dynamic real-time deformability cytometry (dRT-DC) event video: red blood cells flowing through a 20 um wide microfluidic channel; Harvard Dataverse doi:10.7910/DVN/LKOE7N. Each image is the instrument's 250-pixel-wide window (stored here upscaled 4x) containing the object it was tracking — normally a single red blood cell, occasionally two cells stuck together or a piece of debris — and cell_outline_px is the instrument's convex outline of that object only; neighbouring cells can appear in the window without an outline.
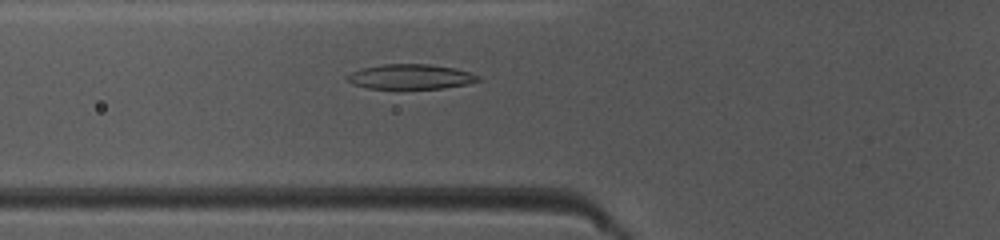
{"species": "common noctule bat (a hibernating species)", "species_latin": "Nyctalus noctula", "temperature_condition": "warm", "stored_images_in_passage": 43, "camera_frame_rate_fps": 3000, "um_per_image_px": 0.085, "animal": {"sex": "female", "body_mass_g": 10.0, "forearm_length_mm": 53.1}, "frame": {"image": 1, "passage_image": 17, "time_ms": 5.333, "image_size_px": [1000, 240], "cell_outline_px": [[480, 80], [468, 84], [444, 88], [368, 88], [352, 84], [344, 76], [360, 68], [384, 64], [428, 64], [456, 68], [480, 76]], "centroid_in_image_um": [34.89, 6.51], "position_along_channel_um": 90.9, "area_um2": 18.96}}
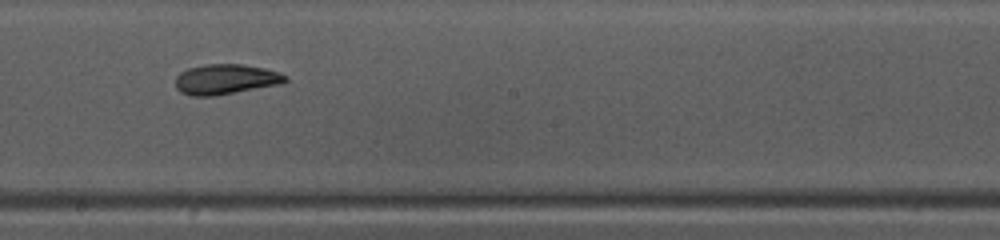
{"frame": {"image": 2, "passage_image": 27, "time_ms": 8.667, "image_size_px": [1000, 240], "cell_outline_px": [[288, 80], [280, 84], [212, 96], [192, 96], [180, 92], [176, 88], [176, 76], [180, 72], [188, 68], [204, 64], [244, 64], [264, 68], [280, 72], [288, 76]], "centroid_in_image_um": [19.18, 6.73], "position_along_channel_um": 229.0, "area_um2": 19.36}}
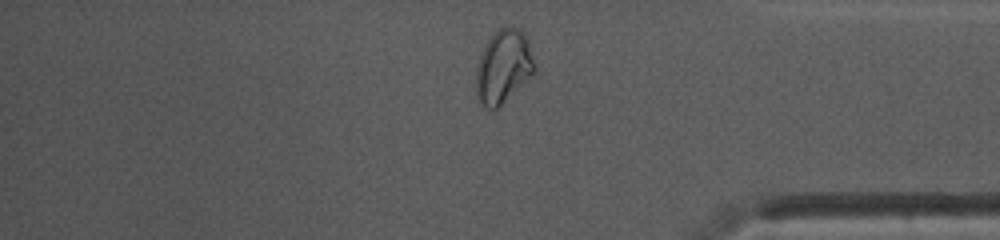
{"frame": {"image": 3, "passage_image": 40, "time_ms": 13.0, "image_size_px": [1000, 240], "cell_outline_px": [[536, 68], [496, 108], [488, 108], [480, 104], [476, 80], [476, 68], [480, 56], [488, 40], [496, 28], [520, 28], [524, 32], [528, 40]], "centroid_in_image_um": [42.77, 5.59], "position_along_channel_um": 392.4, "area_um2": 24.04}, "authors_computed_cell_mechanics": {"area_um2": 20.1144, "velocity_mm_per_s": 4.1223, "shape_relaxation_time_tau1_ms": 5.316, "shape_relaxation_time_tau2_ms": 2.9177, "deformation_change_tau1": 0.2003, "deformation_change_tau2": 0.0558}}